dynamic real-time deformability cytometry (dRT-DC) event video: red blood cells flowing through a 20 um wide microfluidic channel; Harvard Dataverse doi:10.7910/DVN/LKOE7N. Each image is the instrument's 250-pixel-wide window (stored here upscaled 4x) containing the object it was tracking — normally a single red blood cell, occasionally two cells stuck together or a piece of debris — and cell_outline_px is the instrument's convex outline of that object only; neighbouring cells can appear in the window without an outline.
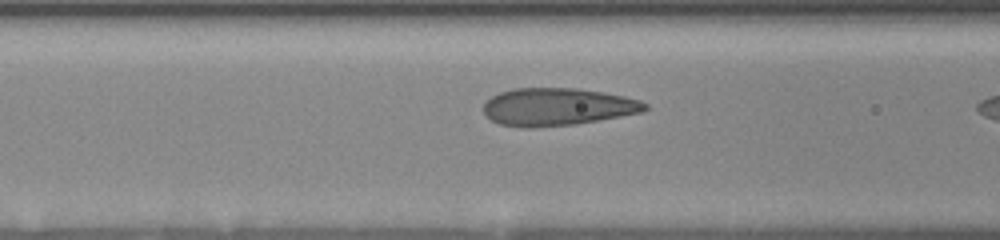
{"species": "human", "species_latin": "Homo sapiens", "temperature_condition": "room temperature", "stored_images_in_passage": 15, "camera_frame_rate_fps": 3000, "um_per_image_px": 0.085, "donor": {"sex": "female"}, "frame": {"image": 1, "passage_image": 11, "time_ms": 4.0, "image_size_px": [1000, 240], "cell_outline_px": [[648, 108], [644, 112], [576, 124], [532, 128], [520, 128], [500, 124], [492, 120], [484, 112], [484, 104], [492, 96], [500, 92], [512, 88], [576, 88], [604, 92], [624, 96], [640, 100], [648, 104]], "centroid_in_image_um": [47.4, 9.08], "position_along_channel_um": 119.2, "area_um2": 35.55}}